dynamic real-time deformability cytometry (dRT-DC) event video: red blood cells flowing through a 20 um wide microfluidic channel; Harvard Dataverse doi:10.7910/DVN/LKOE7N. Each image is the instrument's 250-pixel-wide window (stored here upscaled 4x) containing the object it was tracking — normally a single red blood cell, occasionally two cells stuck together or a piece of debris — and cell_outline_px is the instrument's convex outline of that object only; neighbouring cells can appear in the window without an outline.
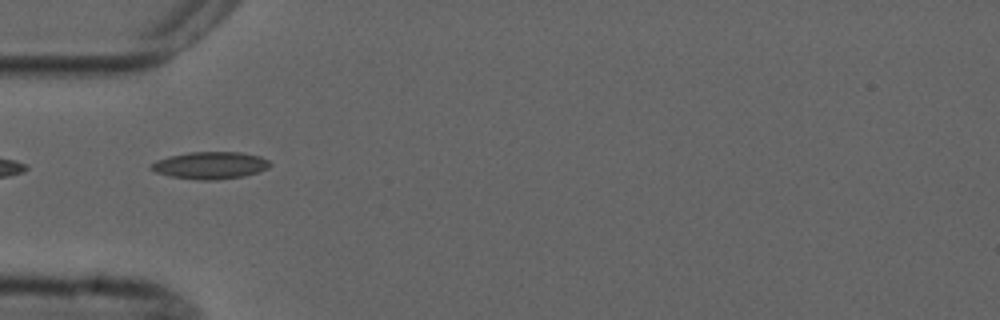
{"species": "common noctule bat (a hibernating species)", "species_latin": "Nyctalus noctula", "temperature_condition": "cold", "stored_images_in_passage": 10, "camera_frame_rate_fps": 3000, "um_per_image_px": 0.085, "animal": {"sex": "male", "forearm_length_mm": 52.5}, "frame": {"image": 1, "passage_image": 5, "time_ms": 5.333, "image_size_px": [1000, 320], "cell_outline_px": [[272, 164], [268, 168], [260, 172], [244, 176], [216, 180], [200, 180], [172, 176], [156, 172], [148, 168], [148, 164], [156, 160], [168, 156], [188, 152], [240, 152], [260, 156], [268, 160]], "centroid_in_image_um": [17.86, 14.05], "position_along_channel_um": 67.1, "area_um2": 19.02}}
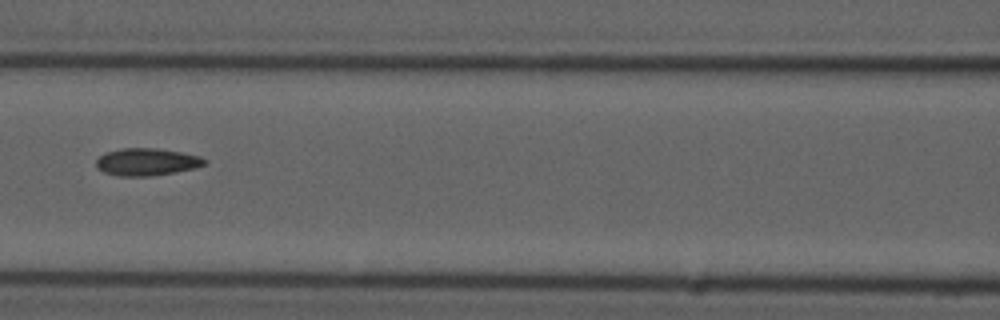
{"frame": {"image": 2, "passage_image": 7, "time_ms": 7.667, "image_size_px": [1000, 320], "cell_outline_px": [[208, 164], [196, 168], [176, 172], [152, 176], [120, 176], [104, 172], [96, 168], [96, 160], [104, 152], [120, 148], [156, 148], [180, 152], [200, 156], [208, 160]], "centroid_in_image_um": [12.49, 13.76], "position_along_channel_um": 154.1, "area_um2": 17.51}}
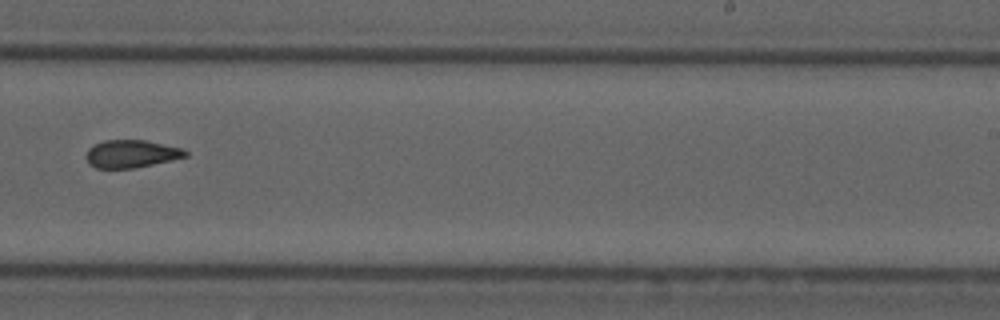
{"frame": {"image": 3, "passage_image": 10, "time_ms": 11.0, "image_size_px": [1000, 320], "cell_outline_px": [[188, 156], [136, 168], [96, 168], [88, 164], [84, 156], [88, 148], [104, 140], [144, 140], [184, 148], [188, 152]], "centroid_in_image_um": [11.15, 13.08], "position_along_channel_um": 277.9, "area_um2": 16.18}}